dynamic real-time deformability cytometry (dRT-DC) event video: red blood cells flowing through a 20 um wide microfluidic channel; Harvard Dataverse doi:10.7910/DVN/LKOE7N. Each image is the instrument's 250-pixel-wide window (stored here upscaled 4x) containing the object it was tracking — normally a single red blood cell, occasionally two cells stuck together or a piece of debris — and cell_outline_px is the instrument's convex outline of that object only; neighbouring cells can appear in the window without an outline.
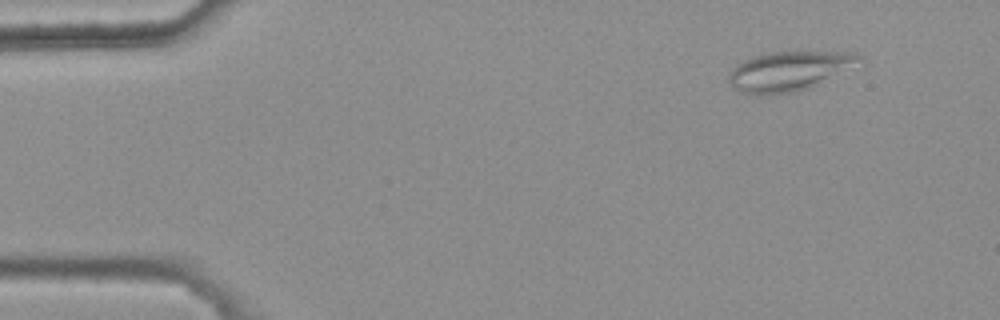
{"species": "common noctule bat (a hibernating species)", "species_latin": "Nyctalus noctula", "temperature_condition": "warm", "stored_images_in_passage": 5, "camera_frame_rate_fps": 3000, "um_per_image_px": 0.085, "animal": {"sex": "female", "body_mass_g": 25.1}, "frame": {"image": 1, "passage_image": 2, "time_ms": 0.333, "image_size_px": [1000, 320], "cell_outline_px": [[860, 56], [808, 88], [792, 92], [768, 96], [756, 96], [740, 92], [728, 80], [728, 76], [732, 68], [736, 64], [744, 60], [756, 56], [772, 52], [792, 48], [800, 48], [856, 52]], "centroid_in_image_um": [66.88, 5.99], "position_along_channel_um": 18.1, "area_um2": 29.77}}